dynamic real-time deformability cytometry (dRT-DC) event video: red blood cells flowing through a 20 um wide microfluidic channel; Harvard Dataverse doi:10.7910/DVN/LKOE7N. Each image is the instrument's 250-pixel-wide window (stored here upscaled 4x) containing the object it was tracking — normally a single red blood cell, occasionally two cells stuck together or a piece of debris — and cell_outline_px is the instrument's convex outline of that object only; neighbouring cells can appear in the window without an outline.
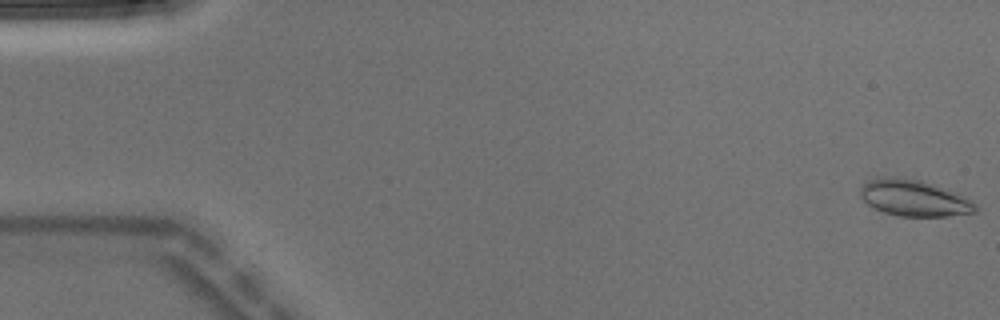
{"species": "Egyptian fruit bat (a non-hibernating species)", "species_latin": "Rousettus aegyptiacus", "temperature_condition": "warm", "stored_images_in_passage": 6, "camera_frame_rate_fps": 3000, "um_per_image_px": 0.085, "animal": {"sex": "male"}, "frame": {"image": 1, "passage_image": 1, "time_ms": 0.0, "image_size_px": [1000, 320], "cell_outline_px": [[976, 212], [948, 216], [900, 216], [884, 212], [868, 204], [860, 196], [860, 188], [864, 184], [872, 180], [916, 180], [956, 192], [964, 196], [976, 204]], "centroid_in_image_um": [77.75, 16.9], "position_along_channel_um": 7.2, "area_um2": 23.12}}